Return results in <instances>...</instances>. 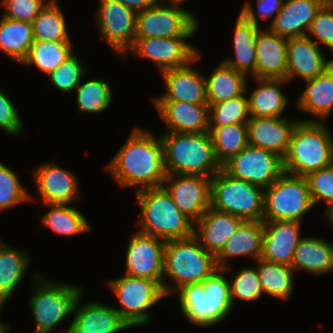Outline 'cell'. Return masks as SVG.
I'll return each mask as SVG.
<instances>
[{"instance_id":"2e32d148","label":"cell","mask_w":333,"mask_h":333,"mask_svg":"<svg viewBox=\"0 0 333 333\" xmlns=\"http://www.w3.org/2000/svg\"><path fill=\"white\" fill-rule=\"evenodd\" d=\"M211 179L202 175L173 174L167 175L163 186L180 211L195 223L210 208Z\"/></svg>"},{"instance_id":"ffe728a7","label":"cell","mask_w":333,"mask_h":333,"mask_svg":"<svg viewBox=\"0 0 333 333\" xmlns=\"http://www.w3.org/2000/svg\"><path fill=\"white\" fill-rule=\"evenodd\" d=\"M313 38L308 36L289 38L287 42V81L296 76L304 81L313 79L333 64L328 60Z\"/></svg>"},{"instance_id":"f6af8a7d","label":"cell","mask_w":333,"mask_h":333,"mask_svg":"<svg viewBox=\"0 0 333 333\" xmlns=\"http://www.w3.org/2000/svg\"><path fill=\"white\" fill-rule=\"evenodd\" d=\"M305 178L314 207L319 202L325 201L326 206L333 203V163L308 174Z\"/></svg>"},{"instance_id":"ba28073f","label":"cell","mask_w":333,"mask_h":333,"mask_svg":"<svg viewBox=\"0 0 333 333\" xmlns=\"http://www.w3.org/2000/svg\"><path fill=\"white\" fill-rule=\"evenodd\" d=\"M210 207L245 221H262L264 189L221 169L211 179Z\"/></svg>"},{"instance_id":"f35d334b","label":"cell","mask_w":333,"mask_h":333,"mask_svg":"<svg viewBox=\"0 0 333 333\" xmlns=\"http://www.w3.org/2000/svg\"><path fill=\"white\" fill-rule=\"evenodd\" d=\"M58 0H50L32 22L34 40L71 41Z\"/></svg>"},{"instance_id":"ab89813d","label":"cell","mask_w":333,"mask_h":333,"mask_svg":"<svg viewBox=\"0 0 333 333\" xmlns=\"http://www.w3.org/2000/svg\"><path fill=\"white\" fill-rule=\"evenodd\" d=\"M112 88L104 79H90L77 86V109L80 113H100L113 100Z\"/></svg>"},{"instance_id":"d4e9b609","label":"cell","mask_w":333,"mask_h":333,"mask_svg":"<svg viewBox=\"0 0 333 333\" xmlns=\"http://www.w3.org/2000/svg\"><path fill=\"white\" fill-rule=\"evenodd\" d=\"M328 0H284L280 12L267 27L284 38L307 36L312 20Z\"/></svg>"},{"instance_id":"4dcf8cb0","label":"cell","mask_w":333,"mask_h":333,"mask_svg":"<svg viewBox=\"0 0 333 333\" xmlns=\"http://www.w3.org/2000/svg\"><path fill=\"white\" fill-rule=\"evenodd\" d=\"M254 79L257 87L250 91L248 97L250 116L281 117L289 102L280 87L289 82L283 79Z\"/></svg>"},{"instance_id":"c3c4849f","label":"cell","mask_w":333,"mask_h":333,"mask_svg":"<svg viewBox=\"0 0 333 333\" xmlns=\"http://www.w3.org/2000/svg\"><path fill=\"white\" fill-rule=\"evenodd\" d=\"M22 119L18 109L9 95L0 88V128L8 135H20L22 132Z\"/></svg>"},{"instance_id":"6da1fadb","label":"cell","mask_w":333,"mask_h":333,"mask_svg":"<svg viewBox=\"0 0 333 333\" xmlns=\"http://www.w3.org/2000/svg\"><path fill=\"white\" fill-rule=\"evenodd\" d=\"M105 168L118 185L135 192L162 186L168 174L160 135L135 127Z\"/></svg>"},{"instance_id":"bcb514c9","label":"cell","mask_w":333,"mask_h":333,"mask_svg":"<svg viewBox=\"0 0 333 333\" xmlns=\"http://www.w3.org/2000/svg\"><path fill=\"white\" fill-rule=\"evenodd\" d=\"M311 35L319 46L321 43L333 52V0H328L312 20L307 33L309 38Z\"/></svg>"},{"instance_id":"f907efd6","label":"cell","mask_w":333,"mask_h":333,"mask_svg":"<svg viewBox=\"0 0 333 333\" xmlns=\"http://www.w3.org/2000/svg\"><path fill=\"white\" fill-rule=\"evenodd\" d=\"M133 10L136 14L153 6L157 0H115Z\"/></svg>"},{"instance_id":"d590c367","label":"cell","mask_w":333,"mask_h":333,"mask_svg":"<svg viewBox=\"0 0 333 333\" xmlns=\"http://www.w3.org/2000/svg\"><path fill=\"white\" fill-rule=\"evenodd\" d=\"M256 269L264 295L280 300L290 299L294 285L295 271L291 266L272 263L262 258L256 262Z\"/></svg>"},{"instance_id":"5bb4252c","label":"cell","mask_w":333,"mask_h":333,"mask_svg":"<svg viewBox=\"0 0 333 333\" xmlns=\"http://www.w3.org/2000/svg\"><path fill=\"white\" fill-rule=\"evenodd\" d=\"M190 37L135 38L134 45L127 52L134 56L153 61L159 71L180 68L193 61L198 48L189 43Z\"/></svg>"},{"instance_id":"7dc6e473","label":"cell","mask_w":333,"mask_h":333,"mask_svg":"<svg viewBox=\"0 0 333 333\" xmlns=\"http://www.w3.org/2000/svg\"><path fill=\"white\" fill-rule=\"evenodd\" d=\"M50 0H2L0 6L5 8L3 17L32 23L39 12Z\"/></svg>"},{"instance_id":"3957f363","label":"cell","mask_w":333,"mask_h":333,"mask_svg":"<svg viewBox=\"0 0 333 333\" xmlns=\"http://www.w3.org/2000/svg\"><path fill=\"white\" fill-rule=\"evenodd\" d=\"M135 195L140 205L135 224L139 232L165 241L193 235L194 223L180 211L163 185L139 190Z\"/></svg>"},{"instance_id":"9a60e30c","label":"cell","mask_w":333,"mask_h":333,"mask_svg":"<svg viewBox=\"0 0 333 333\" xmlns=\"http://www.w3.org/2000/svg\"><path fill=\"white\" fill-rule=\"evenodd\" d=\"M130 238L126 248L124 274L154 280L162 286L166 241L139 231Z\"/></svg>"},{"instance_id":"44dd1931","label":"cell","mask_w":333,"mask_h":333,"mask_svg":"<svg viewBox=\"0 0 333 333\" xmlns=\"http://www.w3.org/2000/svg\"><path fill=\"white\" fill-rule=\"evenodd\" d=\"M302 224L296 221H263L262 259L291 266L300 240Z\"/></svg>"},{"instance_id":"d6986e66","label":"cell","mask_w":333,"mask_h":333,"mask_svg":"<svg viewBox=\"0 0 333 333\" xmlns=\"http://www.w3.org/2000/svg\"><path fill=\"white\" fill-rule=\"evenodd\" d=\"M168 132H209V104L176 100H153Z\"/></svg>"},{"instance_id":"4fadbf2b","label":"cell","mask_w":333,"mask_h":333,"mask_svg":"<svg viewBox=\"0 0 333 333\" xmlns=\"http://www.w3.org/2000/svg\"><path fill=\"white\" fill-rule=\"evenodd\" d=\"M95 15L104 41L118 55L127 56L134 45L136 13L115 0H99Z\"/></svg>"},{"instance_id":"1f68e13d","label":"cell","mask_w":333,"mask_h":333,"mask_svg":"<svg viewBox=\"0 0 333 333\" xmlns=\"http://www.w3.org/2000/svg\"><path fill=\"white\" fill-rule=\"evenodd\" d=\"M25 249L12 248L0 240V303L6 304L23 280L30 264Z\"/></svg>"},{"instance_id":"7402d4cb","label":"cell","mask_w":333,"mask_h":333,"mask_svg":"<svg viewBox=\"0 0 333 333\" xmlns=\"http://www.w3.org/2000/svg\"><path fill=\"white\" fill-rule=\"evenodd\" d=\"M81 303L80 297L73 321L63 333H119L131 328L116 308L94 301Z\"/></svg>"},{"instance_id":"8d00e7d4","label":"cell","mask_w":333,"mask_h":333,"mask_svg":"<svg viewBox=\"0 0 333 333\" xmlns=\"http://www.w3.org/2000/svg\"><path fill=\"white\" fill-rule=\"evenodd\" d=\"M209 133L221 167L248 145L247 124L209 126Z\"/></svg>"},{"instance_id":"ac0fdd59","label":"cell","mask_w":333,"mask_h":333,"mask_svg":"<svg viewBox=\"0 0 333 333\" xmlns=\"http://www.w3.org/2000/svg\"><path fill=\"white\" fill-rule=\"evenodd\" d=\"M198 52L196 58L188 65L163 71L162 77L166 87L164 94L153 100H176L188 103H207L206 76L194 68L201 59Z\"/></svg>"},{"instance_id":"816d5d0a","label":"cell","mask_w":333,"mask_h":333,"mask_svg":"<svg viewBox=\"0 0 333 333\" xmlns=\"http://www.w3.org/2000/svg\"><path fill=\"white\" fill-rule=\"evenodd\" d=\"M324 216L328 218L329 220L328 223H330V225H332L333 227V203L330 204L329 206H326Z\"/></svg>"},{"instance_id":"db71d44e","label":"cell","mask_w":333,"mask_h":333,"mask_svg":"<svg viewBox=\"0 0 333 333\" xmlns=\"http://www.w3.org/2000/svg\"><path fill=\"white\" fill-rule=\"evenodd\" d=\"M157 1L161 2V3H164L163 2L164 0H157ZM184 1H186V0H167L166 2H168L167 4L180 6V5H182V3H184Z\"/></svg>"},{"instance_id":"7bdbcfd3","label":"cell","mask_w":333,"mask_h":333,"mask_svg":"<svg viewBox=\"0 0 333 333\" xmlns=\"http://www.w3.org/2000/svg\"><path fill=\"white\" fill-rule=\"evenodd\" d=\"M233 279L229 280L232 305L237 299L243 301H256L264 294L256 267H246L234 272Z\"/></svg>"},{"instance_id":"f1b7e54d","label":"cell","mask_w":333,"mask_h":333,"mask_svg":"<svg viewBox=\"0 0 333 333\" xmlns=\"http://www.w3.org/2000/svg\"><path fill=\"white\" fill-rule=\"evenodd\" d=\"M235 24L233 36L235 57L225 58L222 62L246 76L247 74H250L255 78V44L257 33L261 28L259 25L247 20L240 12Z\"/></svg>"},{"instance_id":"b9f144b4","label":"cell","mask_w":333,"mask_h":333,"mask_svg":"<svg viewBox=\"0 0 333 333\" xmlns=\"http://www.w3.org/2000/svg\"><path fill=\"white\" fill-rule=\"evenodd\" d=\"M77 56L73 53L48 75L53 87L62 93H70L76 90L83 77L88 74L87 68Z\"/></svg>"},{"instance_id":"7a4b0ae2","label":"cell","mask_w":333,"mask_h":333,"mask_svg":"<svg viewBox=\"0 0 333 333\" xmlns=\"http://www.w3.org/2000/svg\"><path fill=\"white\" fill-rule=\"evenodd\" d=\"M217 269L202 283L188 284L177 291L185 318L195 326L210 327L227 318L234 308L228 278Z\"/></svg>"},{"instance_id":"e0dca14e","label":"cell","mask_w":333,"mask_h":333,"mask_svg":"<svg viewBox=\"0 0 333 333\" xmlns=\"http://www.w3.org/2000/svg\"><path fill=\"white\" fill-rule=\"evenodd\" d=\"M42 204H72L79 196L78 179L73 171L44 163L32 171Z\"/></svg>"},{"instance_id":"f546056e","label":"cell","mask_w":333,"mask_h":333,"mask_svg":"<svg viewBox=\"0 0 333 333\" xmlns=\"http://www.w3.org/2000/svg\"><path fill=\"white\" fill-rule=\"evenodd\" d=\"M291 267L294 271L305 270L312 275L333 272V243L304 236L295 249Z\"/></svg>"},{"instance_id":"52a82bcc","label":"cell","mask_w":333,"mask_h":333,"mask_svg":"<svg viewBox=\"0 0 333 333\" xmlns=\"http://www.w3.org/2000/svg\"><path fill=\"white\" fill-rule=\"evenodd\" d=\"M41 274H33L34 292L29 307L35 321L34 333H51L69 315L83 296V288L62 282H52Z\"/></svg>"},{"instance_id":"5b68a950","label":"cell","mask_w":333,"mask_h":333,"mask_svg":"<svg viewBox=\"0 0 333 333\" xmlns=\"http://www.w3.org/2000/svg\"><path fill=\"white\" fill-rule=\"evenodd\" d=\"M164 144L168 175H202L213 177L222 169L217 162L209 132L160 134Z\"/></svg>"},{"instance_id":"7c38bea8","label":"cell","mask_w":333,"mask_h":333,"mask_svg":"<svg viewBox=\"0 0 333 333\" xmlns=\"http://www.w3.org/2000/svg\"><path fill=\"white\" fill-rule=\"evenodd\" d=\"M222 170L231 177L266 189L284 172L283 158L272 151L248 144L226 162Z\"/></svg>"},{"instance_id":"ee69618b","label":"cell","mask_w":333,"mask_h":333,"mask_svg":"<svg viewBox=\"0 0 333 333\" xmlns=\"http://www.w3.org/2000/svg\"><path fill=\"white\" fill-rule=\"evenodd\" d=\"M16 172L0 162V211L33 200Z\"/></svg>"},{"instance_id":"d6a6232c","label":"cell","mask_w":333,"mask_h":333,"mask_svg":"<svg viewBox=\"0 0 333 333\" xmlns=\"http://www.w3.org/2000/svg\"><path fill=\"white\" fill-rule=\"evenodd\" d=\"M247 76L222 61L206 79V99L208 104L235 98L246 91Z\"/></svg>"},{"instance_id":"4316f807","label":"cell","mask_w":333,"mask_h":333,"mask_svg":"<svg viewBox=\"0 0 333 333\" xmlns=\"http://www.w3.org/2000/svg\"><path fill=\"white\" fill-rule=\"evenodd\" d=\"M243 221L240 217L210 207L194 223L193 235L216 257Z\"/></svg>"},{"instance_id":"9c48e42d","label":"cell","mask_w":333,"mask_h":333,"mask_svg":"<svg viewBox=\"0 0 333 333\" xmlns=\"http://www.w3.org/2000/svg\"><path fill=\"white\" fill-rule=\"evenodd\" d=\"M312 208L314 205L307 179L283 172L272 185L264 189L262 221L289 220L302 223V217Z\"/></svg>"},{"instance_id":"8992f818","label":"cell","mask_w":333,"mask_h":333,"mask_svg":"<svg viewBox=\"0 0 333 333\" xmlns=\"http://www.w3.org/2000/svg\"><path fill=\"white\" fill-rule=\"evenodd\" d=\"M333 163V137L325 122L300 120L283 158L284 172L306 177Z\"/></svg>"},{"instance_id":"836d02e7","label":"cell","mask_w":333,"mask_h":333,"mask_svg":"<svg viewBox=\"0 0 333 333\" xmlns=\"http://www.w3.org/2000/svg\"><path fill=\"white\" fill-rule=\"evenodd\" d=\"M32 23L0 19V51L11 59L22 63L34 43Z\"/></svg>"},{"instance_id":"f5cc1de1","label":"cell","mask_w":333,"mask_h":333,"mask_svg":"<svg viewBox=\"0 0 333 333\" xmlns=\"http://www.w3.org/2000/svg\"><path fill=\"white\" fill-rule=\"evenodd\" d=\"M5 304L0 303V311L3 309ZM9 325L4 324L2 321H0V333H9Z\"/></svg>"},{"instance_id":"60d3db41","label":"cell","mask_w":333,"mask_h":333,"mask_svg":"<svg viewBox=\"0 0 333 333\" xmlns=\"http://www.w3.org/2000/svg\"><path fill=\"white\" fill-rule=\"evenodd\" d=\"M246 91L235 98L228 99L217 104H209V126H224L231 124H247L250 118Z\"/></svg>"},{"instance_id":"74e56055","label":"cell","mask_w":333,"mask_h":333,"mask_svg":"<svg viewBox=\"0 0 333 333\" xmlns=\"http://www.w3.org/2000/svg\"><path fill=\"white\" fill-rule=\"evenodd\" d=\"M73 49L72 41L35 40L21 64L27 66L34 64L41 72L49 75L73 54Z\"/></svg>"},{"instance_id":"cb8c5ba5","label":"cell","mask_w":333,"mask_h":333,"mask_svg":"<svg viewBox=\"0 0 333 333\" xmlns=\"http://www.w3.org/2000/svg\"><path fill=\"white\" fill-rule=\"evenodd\" d=\"M287 42L268 27L258 31L255 78L287 80Z\"/></svg>"},{"instance_id":"277c9868","label":"cell","mask_w":333,"mask_h":333,"mask_svg":"<svg viewBox=\"0 0 333 333\" xmlns=\"http://www.w3.org/2000/svg\"><path fill=\"white\" fill-rule=\"evenodd\" d=\"M217 269L216 257L194 235L165 242L162 288L167 297L185 285L202 283ZM166 276L175 287L166 282Z\"/></svg>"},{"instance_id":"e575fe53","label":"cell","mask_w":333,"mask_h":333,"mask_svg":"<svg viewBox=\"0 0 333 333\" xmlns=\"http://www.w3.org/2000/svg\"><path fill=\"white\" fill-rule=\"evenodd\" d=\"M49 211L40 217L41 227L59 235L74 236L89 232L91 225L85 215L70 204H43Z\"/></svg>"},{"instance_id":"8fae6325","label":"cell","mask_w":333,"mask_h":333,"mask_svg":"<svg viewBox=\"0 0 333 333\" xmlns=\"http://www.w3.org/2000/svg\"><path fill=\"white\" fill-rule=\"evenodd\" d=\"M198 24L192 12L157 1L136 14L135 38L192 37L198 31Z\"/></svg>"},{"instance_id":"83f0119b","label":"cell","mask_w":333,"mask_h":333,"mask_svg":"<svg viewBox=\"0 0 333 333\" xmlns=\"http://www.w3.org/2000/svg\"><path fill=\"white\" fill-rule=\"evenodd\" d=\"M306 88L296 101L297 106L315 119L306 122H324L333 110V64L313 79L306 80Z\"/></svg>"},{"instance_id":"30bf717a","label":"cell","mask_w":333,"mask_h":333,"mask_svg":"<svg viewBox=\"0 0 333 333\" xmlns=\"http://www.w3.org/2000/svg\"><path fill=\"white\" fill-rule=\"evenodd\" d=\"M123 275L107 283L120 304L116 310L130 327L147 325L151 320L149 309L167 296L157 281Z\"/></svg>"},{"instance_id":"603a6c76","label":"cell","mask_w":333,"mask_h":333,"mask_svg":"<svg viewBox=\"0 0 333 333\" xmlns=\"http://www.w3.org/2000/svg\"><path fill=\"white\" fill-rule=\"evenodd\" d=\"M300 120L287 117H251L247 122L248 144L272 151L284 158L292 132Z\"/></svg>"},{"instance_id":"681fc988","label":"cell","mask_w":333,"mask_h":333,"mask_svg":"<svg viewBox=\"0 0 333 333\" xmlns=\"http://www.w3.org/2000/svg\"><path fill=\"white\" fill-rule=\"evenodd\" d=\"M284 0H256L257 9L256 12L255 8L249 3L248 1L244 3V5L241 8L240 13L249 21L253 22L256 25H259V18L260 20H267L272 15V21H270V24L274 21L275 17L280 12V9L282 7ZM275 13V14H274Z\"/></svg>"},{"instance_id":"484cf974","label":"cell","mask_w":333,"mask_h":333,"mask_svg":"<svg viewBox=\"0 0 333 333\" xmlns=\"http://www.w3.org/2000/svg\"><path fill=\"white\" fill-rule=\"evenodd\" d=\"M263 221L244 220L216 256L218 269L228 272L232 269L229 258L249 256L253 262L262 257Z\"/></svg>"}]
</instances>
